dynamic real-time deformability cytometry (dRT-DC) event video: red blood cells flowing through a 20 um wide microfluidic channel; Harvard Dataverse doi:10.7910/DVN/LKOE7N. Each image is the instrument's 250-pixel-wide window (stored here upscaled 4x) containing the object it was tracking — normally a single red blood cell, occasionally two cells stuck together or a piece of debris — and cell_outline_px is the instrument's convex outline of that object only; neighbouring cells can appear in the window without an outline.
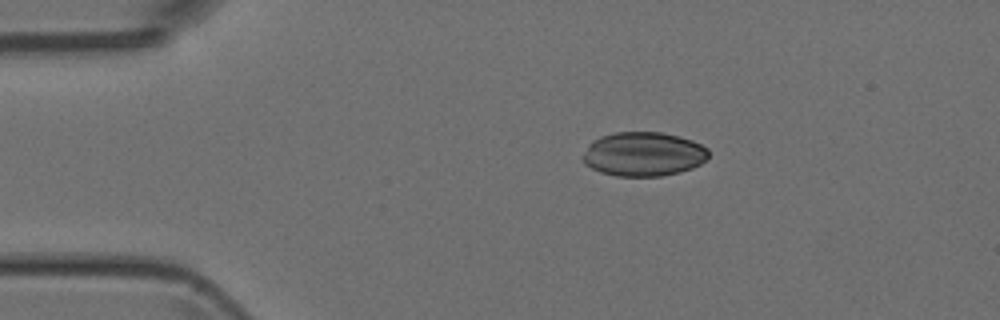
{"species": "Egyptian fruit bat (a non-hibernating species)", "species_latin": "Rousettus aegyptiacus", "temperature_condition": "room temperature", "stored_images_in_passage": 4, "camera_frame_rate_fps": 3000, "um_per_image_px": 0.085, "animal": {"sex": "female"}, "frame": {"image": 1, "passage_image": 1, "time_ms": 0.0, "image_size_px": [1000, 320], "cell_outline_px": [[708, 156], [700, 164], [692, 168], [680, 172], [660, 176], [616, 176], [600, 172], [584, 164], [584, 156], [588, 144], [592, 140], [600, 136], [612, 132], [660, 132], [680, 136], [692, 140], [708, 148]], "centroid_in_image_um": [54.69, 13.09], "position_along_channel_um": 30.3, "area_um2": 32.43}}
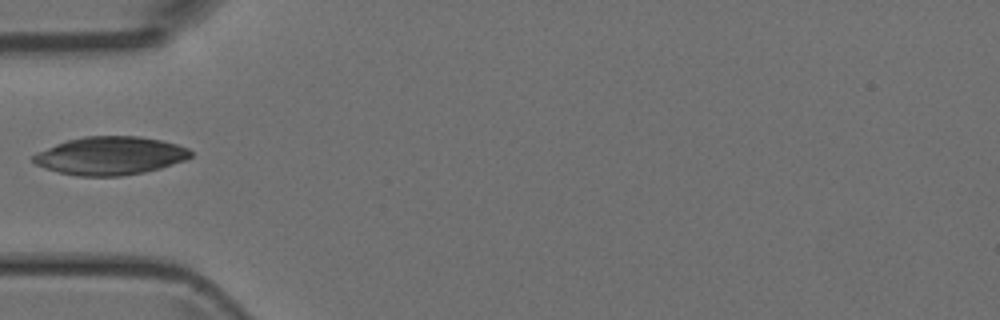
{"frame": {"image": 2, "passage_image": 3, "time_ms": 2.333, "image_size_px": [1000, 320], "cell_outline_px": [[192, 156], [184, 160], [160, 168], [144, 172], [120, 176], [80, 176], [60, 172], [44, 168], [36, 164], [32, 160], [32, 156], [36, 152], [56, 144], [68, 140], [84, 136], [136, 136], [160, 140], [176, 144], [188, 148], [192, 152]], "centroid_in_image_um": [9.35, 13.24], "position_along_channel_um": 75.6, "area_um2": 34.8}}